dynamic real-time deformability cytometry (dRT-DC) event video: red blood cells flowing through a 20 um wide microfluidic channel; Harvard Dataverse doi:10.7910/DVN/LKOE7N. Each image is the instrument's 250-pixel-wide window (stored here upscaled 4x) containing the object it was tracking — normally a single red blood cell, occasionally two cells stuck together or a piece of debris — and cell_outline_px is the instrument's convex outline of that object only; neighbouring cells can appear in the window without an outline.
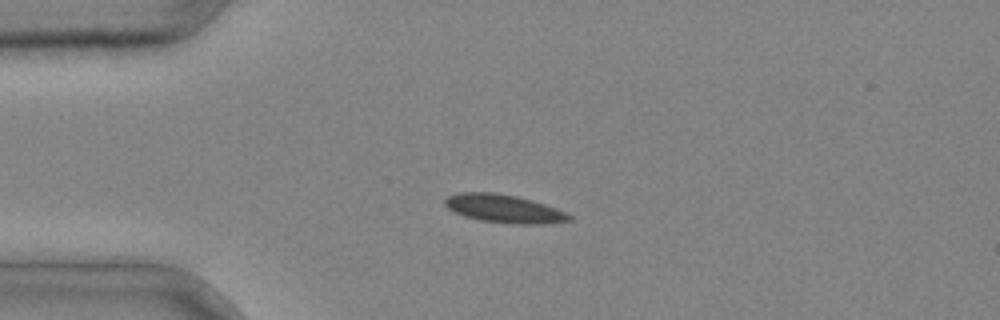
{"species": "common noctule bat (a hibernating species)", "species_latin": "Nyctalus noctula", "temperature_condition": "cold", "stored_images_in_passage": 2, "camera_frame_rate_fps": 3000, "um_per_image_px": 0.085, "animal": {"sex": "male", "body_mass_g": 20.4}, "frame": {"image": 1, "passage_image": 1, "time_ms": 0.0, "image_size_px": [1000, 320], "cell_outline_px": [[572, 220], [540, 224], [516, 224], [480, 220], [464, 216], [448, 208], [444, 204], [444, 200], [448, 196], [460, 192], [496, 192], [516, 196], [532, 200], [556, 208], [572, 216]], "centroid_in_image_um": [42.82, 17.73], "position_along_channel_um": 42.2, "area_um2": 20.29}}